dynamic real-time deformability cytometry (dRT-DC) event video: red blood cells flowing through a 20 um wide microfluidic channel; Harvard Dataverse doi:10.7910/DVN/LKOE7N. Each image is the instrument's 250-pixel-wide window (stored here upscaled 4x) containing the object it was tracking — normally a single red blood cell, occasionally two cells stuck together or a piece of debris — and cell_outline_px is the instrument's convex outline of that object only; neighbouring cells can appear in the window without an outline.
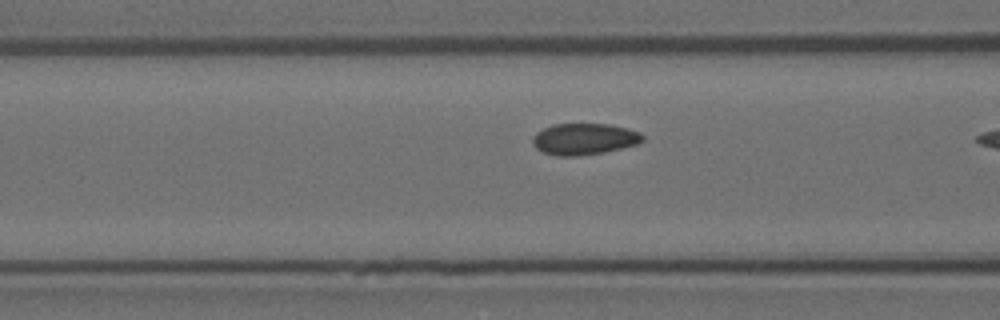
{"species": "Egyptian fruit bat (a non-hibernating species)", "species_latin": "Rousettus aegyptiacus", "temperature_condition": "room temperature", "stored_images_in_passage": 6, "camera_frame_rate_fps": 3000, "um_per_image_px": 0.085, "animal": {"sex": "female"}, "frame": {"image": 1, "passage_image": 5, "time_ms": 1.333, "image_size_px": [1000, 320], "cell_outline_px": [[644, 140], [636, 144], [604, 152], [576, 156], [556, 156], [544, 152], [536, 148], [532, 144], [532, 136], [536, 132], [552, 124], [608, 124], [628, 128], [640, 132], [644, 136]], "centroid_in_image_um": [49.63, 11.81], "position_along_channel_um": 117.0, "area_um2": 20.17}}